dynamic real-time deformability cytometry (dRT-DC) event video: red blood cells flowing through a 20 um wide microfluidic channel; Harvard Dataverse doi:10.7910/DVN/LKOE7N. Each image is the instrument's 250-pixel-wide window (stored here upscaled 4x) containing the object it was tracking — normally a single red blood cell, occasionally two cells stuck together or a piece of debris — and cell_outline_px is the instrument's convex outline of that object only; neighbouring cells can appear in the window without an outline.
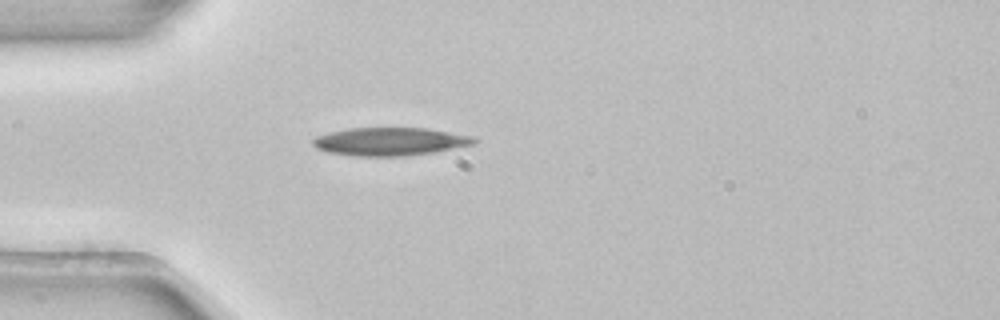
{"species": "common noctule bat (a hibernating species)", "species_latin": "Nyctalus noctula", "temperature_condition": "room temperature", "stored_images_in_passage": 39, "camera_frame_rate_fps": 3000, "um_per_image_px": 0.085, "animal": {"sex": "female", "body_mass_g": 22.7, "forearm_length_mm": 54.2}, "frame": {"image": 1, "passage_image": 1, "time_ms": 0.0, "image_size_px": [1000, 320], "cell_outline_px": [[480, 140], [476, 144], [432, 152], [404, 156], [356, 156], [328, 152], [316, 148], [312, 144], [312, 140], [316, 136], [328, 132], [348, 128], [428, 128], [472, 136]], "centroid_in_image_um": [33.15, 12.02], "position_along_channel_um": 51.8, "area_um2": 26.47}}
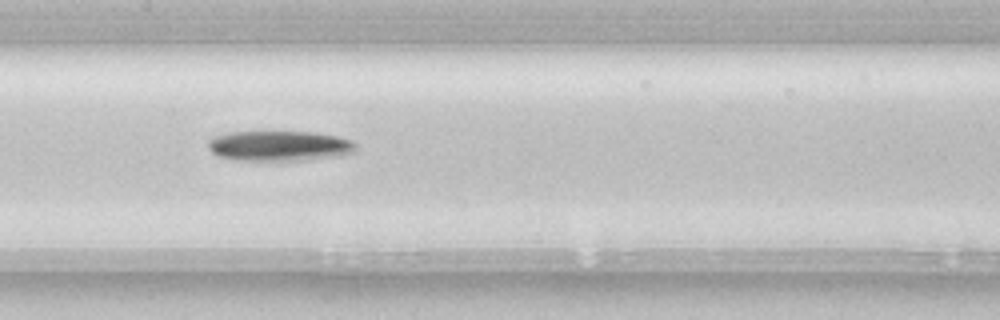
{"frame": {"image": 2, "passage_image": 12, "time_ms": 3.667, "image_size_px": [1000, 320], "cell_outline_px": [[356, 152], [340, 156], [308, 160], [232, 160], [216, 156], [208, 148], [208, 140], [216, 136], [228, 132], [316, 132], [336, 136], [352, 140], [356, 144]], "centroid_in_image_um": [23.76, 12.41], "position_along_channel_um": 183.6, "area_um2": 26.3}}
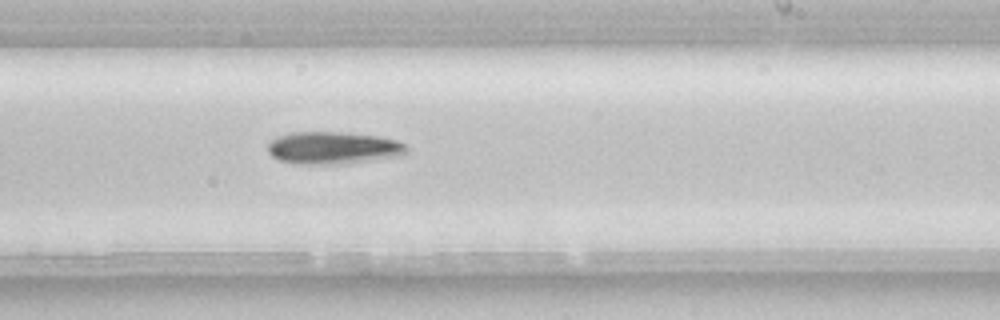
{"frame": {"image": 3, "passage_image": 18, "time_ms": 5.667, "image_size_px": [1000, 320], "cell_outline_px": [[408, 152], [404, 156], [348, 164], [296, 164], [276, 160], [268, 152], [268, 144], [276, 136], [288, 132], [336, 132], [380, 136], [396, 140], [404, 144], [408, 148]], "centroid_in_image_um": [28.33, 12.59], "position_along_channel_um": 260.7, "area_um2": 26.76}, "authors_computed_cell_mechanics": {"area_um2": 25.0852, "velocity_mm_per_s": 3.8759, "shape_relaxation_time_tau1_ms": 5.3384, "shape_relaxation_time_tau2_ms": null, "deformation_change_tau1": 0.1261, "deformation_change_tau2": null}}